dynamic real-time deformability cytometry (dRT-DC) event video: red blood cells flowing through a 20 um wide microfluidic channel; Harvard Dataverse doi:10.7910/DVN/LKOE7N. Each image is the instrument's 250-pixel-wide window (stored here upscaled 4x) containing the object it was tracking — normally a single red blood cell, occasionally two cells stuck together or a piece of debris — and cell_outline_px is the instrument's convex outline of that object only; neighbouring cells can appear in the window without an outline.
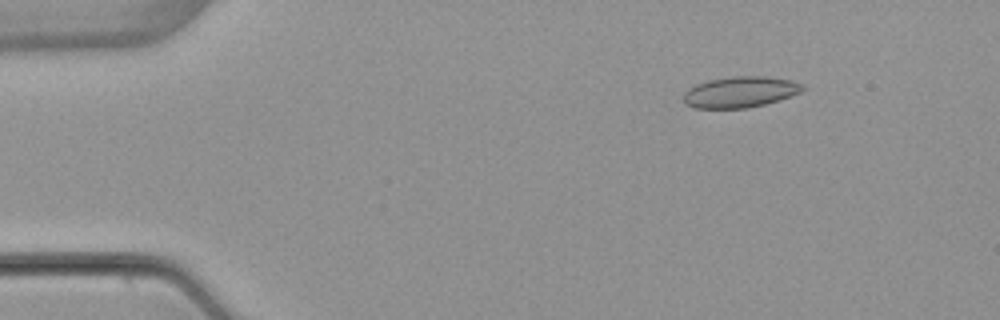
{"species": "common noctule bat (a hibernating species)", "species_latin": "Nyctalus noctula", "temperature_condition": "warm", "stored_images_in_passage": 5, "segment_of_instrument_passage": [1, 2], "camera_frame_rate_fps": 3000, "um_per_image_px": 0.085, "animal": {"sex": "female", "body_mass_g": 22.7, "forearm_length_mm": 54.2}, "frame": {"image": 1, "passage_image": 2, "time_ms": 2.0, "image_size_px": [1000, 320], "cell_outline_px": [[808, 88], [800, 92], [780, 100], [748, 108], [696, 108], [684, 104], [684, 92], [688, 88], [696, 84], [708, 80], [732, 76], [764, 76], [792, 80], [804, 84]], "centroid_in_image_um": [62.94, 7.81], "position_along_channel_um": 22.1, "area_um2": 21.73}}